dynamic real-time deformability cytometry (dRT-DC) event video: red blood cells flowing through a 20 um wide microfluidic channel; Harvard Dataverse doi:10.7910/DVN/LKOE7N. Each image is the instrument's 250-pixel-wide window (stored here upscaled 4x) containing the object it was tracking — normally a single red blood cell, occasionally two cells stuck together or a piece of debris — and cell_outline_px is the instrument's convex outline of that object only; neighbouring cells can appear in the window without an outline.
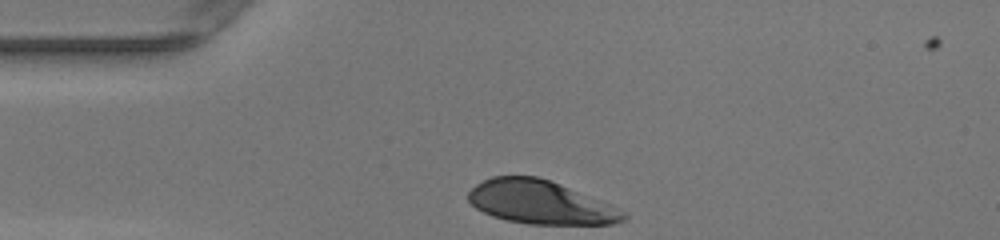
{"species": "human", "species_latin": "Homo sapiens", "temperature_condition": "warm", "stored_images_in_passage": 27, "camera_frame_rate_fps": 3000, "um_per_image_px": 0.085, "donor": {"sex": "female"}, "frame": {"image": 1, "passage_image": 1, "time_ms": 0.0, "image_size_px": [1000, 240], "cell_outline_px": [[628, 216], [624, 220], [612, 224], [528, 224], [508, 220], [492, 216], [476, 208], [468, 200], [468, 192], [476, 184], [492, 176], [536, 176], [548, 180], [612, 204], [628, 212]], "centroid_in_image_um": [45.97, 17.2], "position_along_channel_um": 39.0, "area_um2": 39.19}}
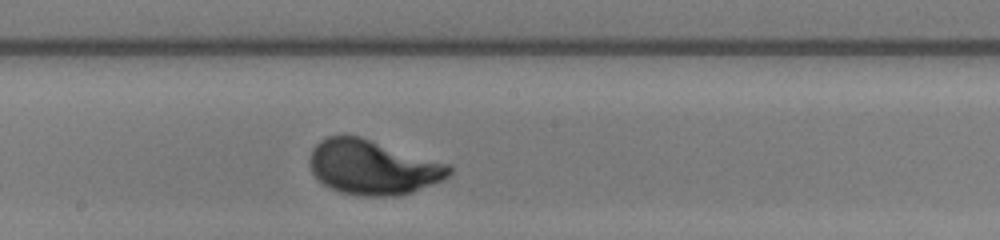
{"frame": {"image": 2, "passage_image": 16, "time_ms": 5.0, "image_size_px": [1000, 240], "cell_outline_px": [[452, 172], [444, 180], [412, 192], [396, 196], [356, 196], [340, 192], [324, 184], [312, 172], [308, 164], [308, 156], [312, 148], [320, 140], [328, 136], [360, 136], [448, 164], [452, 168]], "centroid_in_image_um": [31.67, 14.23], "position_along_channel_um": 216.5, "area_um2": 44.39}}
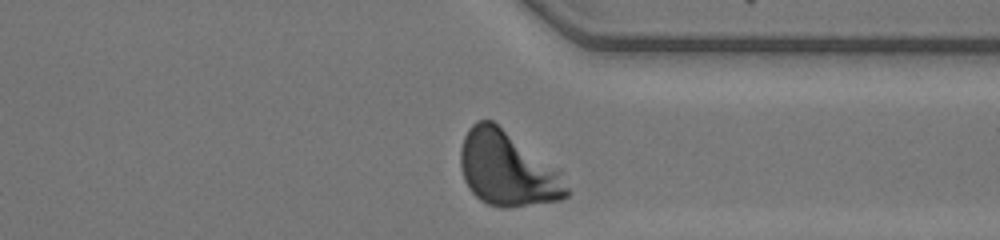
{"frame": {"image": 3, "passage_image": 27, "time_ms": 8.667, "image_size_px": [1000, 240], "cell_outline_px": [[568, 196], [560, 200], [508, 208], [500, 208], [488, 204], [480, 200], [468, 188], [464, 180], [460, 168], [460, 148], [464, 136], [468, 128], [476, 120], [492, 120], [560, 168], [568, 188]], "centroid_in_image_um": [43.13, 14.35], "position_along_channel_um": 368.3, "area_um2": 46.82}, "authors_computed_cell_mechanics": {"area_um2": 43.2344, "velocity_mm_per_s": 4.1653, "shape_relaxation_time_tau1_ms": 1.9927, "shape_relaxation_time_tau2_ms": null, "deformation_change_tau1": 0.1768, "deformation_change_tau2": null}}